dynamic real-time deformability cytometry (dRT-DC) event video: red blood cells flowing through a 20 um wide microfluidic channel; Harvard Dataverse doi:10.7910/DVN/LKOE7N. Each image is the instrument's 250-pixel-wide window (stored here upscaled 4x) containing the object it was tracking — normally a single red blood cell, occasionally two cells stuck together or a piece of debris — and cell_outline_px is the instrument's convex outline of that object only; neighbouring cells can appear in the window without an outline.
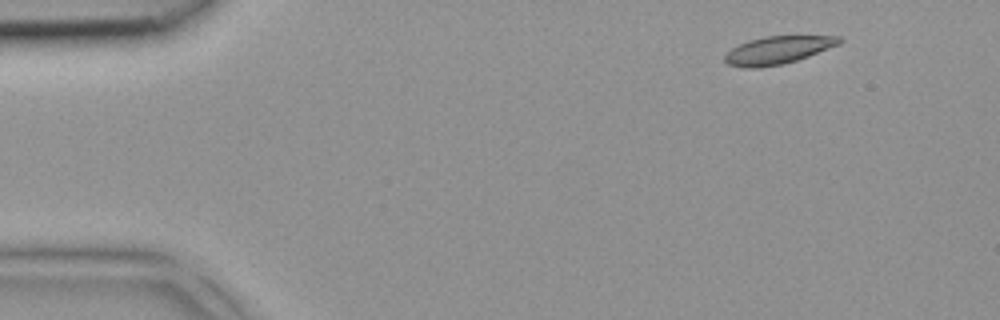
{"species": "common noctule bat (a hibernating species)", "species_latin": "Nyctalus noctula", "temperature_condition": "room temperature", "stored_images_in_passage": 4, "segment_of_instrument_passage": [1, 2], "camera_frame_rate_fps": 3000, "um_per_image_px": 0.085, "animal": {"sex": "female", "body_mass_g": 18.4}, "frame": {"image": 1, "passage_image": 1, "time_ms": 0.0, "image_size_px": [1000, 320], "cell_outline_px": [[844, 40], [840, 44], [808, 56], [784, 64], [760, 68], [744, 68], [728, 64], [724, 60], [724, 56], [732, 48], [748, 40], [764, 36], [840, 36]], "centroid_in_image_um": [66.11, 4.26], "position_along_channel_um": 18.9, "area_um2": 18.55}}